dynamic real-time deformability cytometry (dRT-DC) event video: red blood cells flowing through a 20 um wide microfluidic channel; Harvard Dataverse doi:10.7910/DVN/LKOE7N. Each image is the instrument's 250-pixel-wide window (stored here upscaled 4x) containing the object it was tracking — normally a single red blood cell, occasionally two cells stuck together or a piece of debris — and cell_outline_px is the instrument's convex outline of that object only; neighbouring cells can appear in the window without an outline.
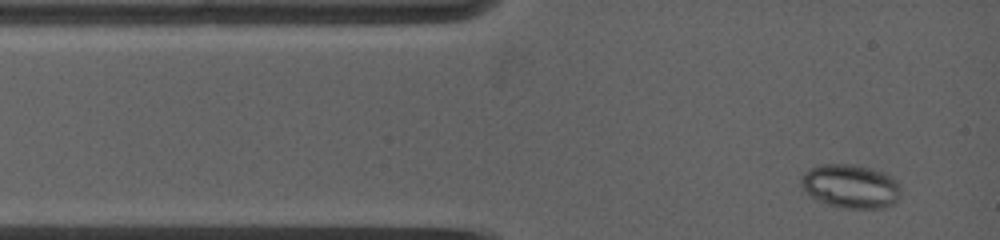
{"species": "common noctule bat (a hibernating species)", "species_latin": "Nyctalus noctula", "temperature_condition": "warm", "stored_images_in_passage": 15, "camera_frame_rate_fps": 5000, "um_per_image_px": 0.085, "animal": {"sex": "female", "body_mass_g": 19.0, "forearm_length_mm": 53.3}, "frame": {"image": 1, "passage_image": 1, "time_ms": 0.0, "image_size_px": [1000, 240], "cell_outline_px": [[900, 196], [892, 204], [884, 208], [844, 208], [828, 204], [816, 200], [808, 196], [800, 184], [800, 176], [804, 172], [820, 164], [852, 164], [884, 172], [896, 180], [900, 184]], "centroid_in_image_um": [72.27, 15.83], "position_along_channel_um": 12.7, "area_um2": 25.61}}
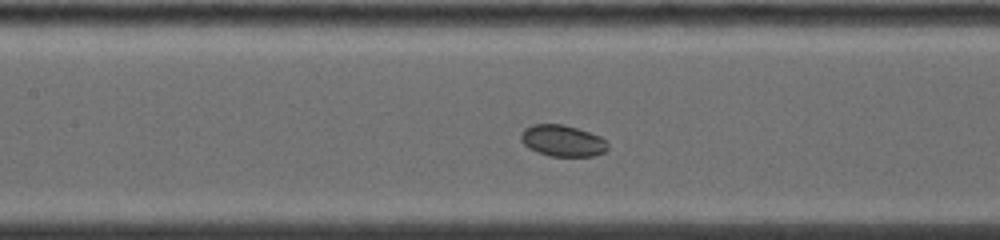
{"frame": {"image": 2, "passage_image": 8, "time_ms": 4.6, "image_size_px": [1000, 240], "cell_outline_px": [[608, 148], [604, 152], [592, 156], [548, 156], [528, 148], [520, 140], [520, 136], [524, 128], [532, 124], [564, 124], [600, 136], [608, 144]], "centroid_in_image_um": [47.78, 11.96], "position_along_channel_um": 159.6, "area_um2": 15.9}}
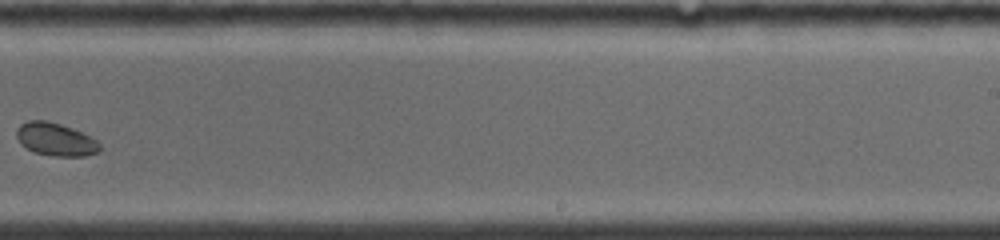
{"frame": {"image": 3, "passage_image": 13, "time_ms": 7.8, "image_size_px": [1000, 240], "cell_outline_px": [[100, 152], [84, 156], [56, 156], [32, 152], [20, 144], [16, 136], [16, 128], [20, 124], [28, 120], [44, 120], [60, 124], [72, 128], [96, 140], [100, 144]], "centroid_in_image_um": [4.68, 11.85], "position_along_channel_um": 284.3, "area_um2": 16.01}}